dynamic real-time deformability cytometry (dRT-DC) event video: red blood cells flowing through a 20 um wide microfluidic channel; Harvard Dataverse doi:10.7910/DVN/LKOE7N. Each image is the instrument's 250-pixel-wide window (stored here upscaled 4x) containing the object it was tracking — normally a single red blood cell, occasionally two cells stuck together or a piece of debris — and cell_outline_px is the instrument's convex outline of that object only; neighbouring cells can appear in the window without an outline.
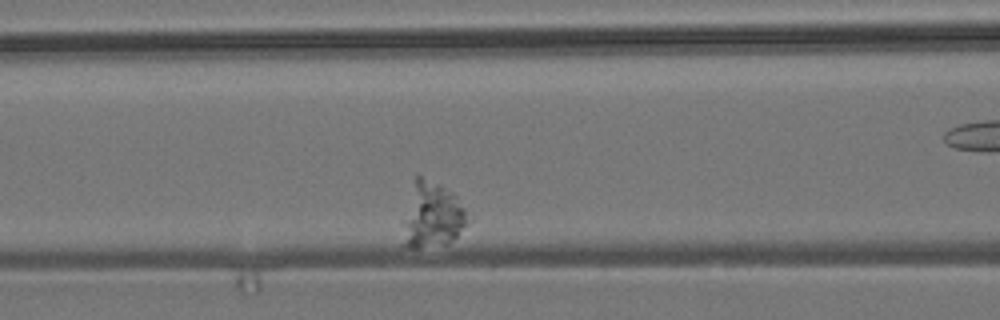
{"species": "common noctule bat (a hibernating species)", "species_latin": "Nyctalus noctula", "temperature_condition": "room temperature", "stored_images_in_passage": 7, "camera_frame_rate_fps": 3000, "um_per_image_px": 0.085, "animal": {"sex": "male", "body_mass_g": 19.2, "forearm_length_mm": 51.8}, "frame": {"image": 1, "passage_image": 4, "time_ms": 3.667, "image_size_px": [1000, 320], "cell_outline_px": [[472, 220], [448, 244], [416, 248], [408, 248], [400, 244], [400, 220], [416, 176], [420, 176], [440, 184], [452, 192], [456, 196], [472, 216]], "centroid_in_image_um": [36.69, 18.33], "position_along_channel_um": 129.9, "area_um2": 25.95}}